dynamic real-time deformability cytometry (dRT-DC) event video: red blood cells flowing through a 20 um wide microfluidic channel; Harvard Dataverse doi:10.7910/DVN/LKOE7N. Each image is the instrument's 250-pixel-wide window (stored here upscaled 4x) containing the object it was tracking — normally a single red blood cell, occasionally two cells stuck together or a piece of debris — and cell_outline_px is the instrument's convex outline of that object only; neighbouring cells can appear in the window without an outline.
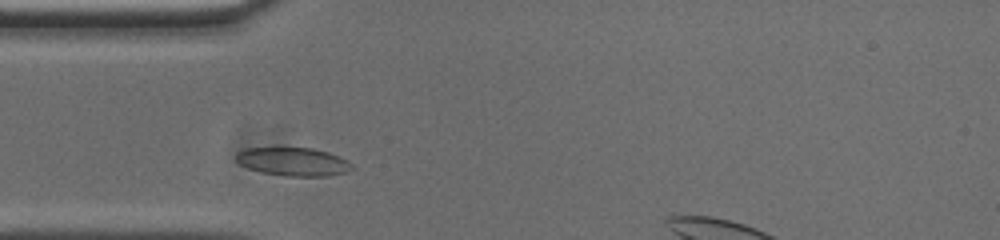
{"species": "common noctule bat (a hibernating species)", "species_latin": "Nyctalus noctula", "temperature_condition": "cold", "stored_images_in_passage": 33, "camera_frame_rate_fps": 3000, "um_per_image_px": 0.085, "animal": {"sex": "male", "body_mass_g": 20.0, "forearm_length_mm": 53.3}, "frame": {"image": 1, "passage_image": 5, "time_ms": 1.333, "image_size_px": [1000, 240], "cell_outline_px": [[352, 168], [348, 172], [328, 176], [284, 176], [260, 172], [248, 168], [240, 164], [236, 160], [236, 152], [248, 148], [280, 144], [312, 148], [328, 152], [348, 160], [352, 164]], "centroid_in_image_um": [24.88, 13.69], "position_along_channel_um": 60.1, "area_um2": 20.11}}
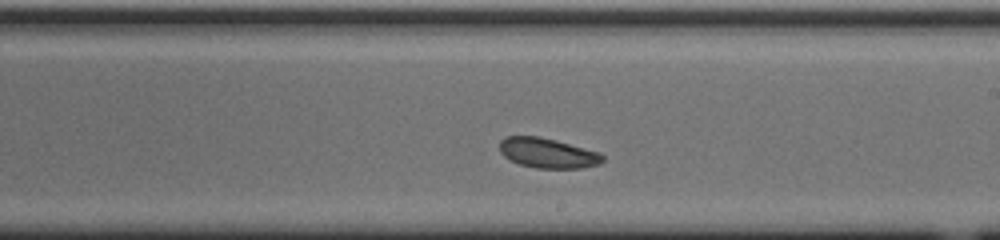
{"frame": {"image": 2, "passage_image": 20, "time_ms": 6.333, "image_size_px": [1000, 240], "cell_outline_px": [[604, 160], [600, 164], [580, 168], [536, 168], [520, 164], [504, 156], [500, 152], [500, 140], [504, 136], [540, 136], [556, 140], [600, 152], [604, 156]], "centroid_in_image_um": [46.56, 13.0], "position_along_channel_um": 242.4, "area_um2": 18.03}}
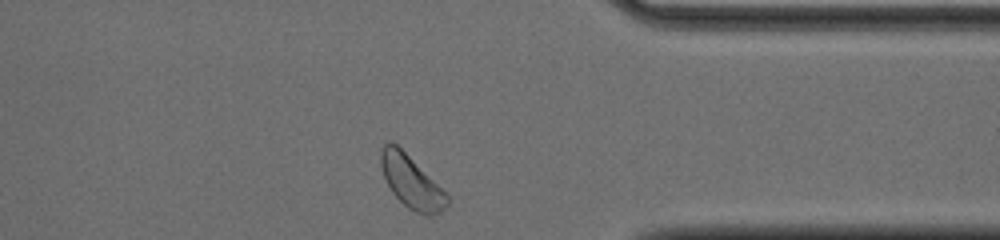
{"frame": {"image": 3, "passage_image": 32, "time_ms": 10.333, "image_size_px": [1000, 240], "cell_outline_px": [[448, 204], [440, 212], [432, 216], [424, 216], [408, 208], [392, 192], [380, 168], [380, 152], [384, 144], [388, 140], [392, 140], [448, 192]], "centroid_in_image_um": [34.98, 15.45], "position_along_channel_um": 376.4, "area_um2": 20.52}, "authors_computed_cell_mechanics": {"area_um2": 18.4382, "velocity_mm_per_s": 3.6617, "shape_relaxation_time_tau1_ms": 6.209, "shape_relaxation_time_tau2_ms": null, "deformation_change_tau1": 0.0781, "deformation_change_tau2": null}}